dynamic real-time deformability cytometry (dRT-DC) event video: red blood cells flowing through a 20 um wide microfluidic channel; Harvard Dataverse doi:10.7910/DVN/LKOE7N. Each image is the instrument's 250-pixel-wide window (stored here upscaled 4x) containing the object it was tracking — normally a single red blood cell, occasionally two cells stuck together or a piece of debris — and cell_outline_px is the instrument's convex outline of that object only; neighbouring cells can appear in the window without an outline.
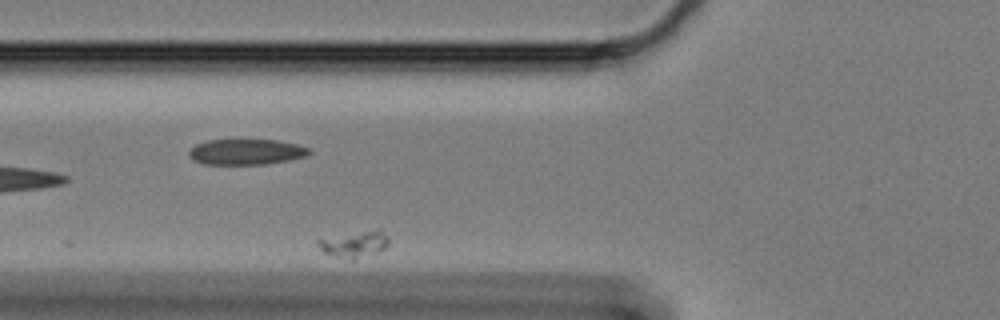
{"species": "Egyptian fruit bat (a non-hibernating species)", "species_latin": "Rousettus aegyptiacus", "temperature_condition": "cold", "stored_images_in_passage": 11, "camera_frame_rate_fps": 3000, "um_per_image_px": 0.085, "animal": {"sex": "female"}, "frame": {"image": 1, "passage_image": 4, "time_ms": 1.0, "image_size_px": [1000, 320], "cell_outline_px": [[388, 244], [384, 248], [376, 252], [352, 260], [336, 256], [324, 252], [320, 248], [316, 240], [320, 236], [376, 228], [380, 228], [388, 236]], "centroid_in_image_um": [30.08, 20.68], "position_along_channel_um": 95.7, "area_um2": 11.33}}